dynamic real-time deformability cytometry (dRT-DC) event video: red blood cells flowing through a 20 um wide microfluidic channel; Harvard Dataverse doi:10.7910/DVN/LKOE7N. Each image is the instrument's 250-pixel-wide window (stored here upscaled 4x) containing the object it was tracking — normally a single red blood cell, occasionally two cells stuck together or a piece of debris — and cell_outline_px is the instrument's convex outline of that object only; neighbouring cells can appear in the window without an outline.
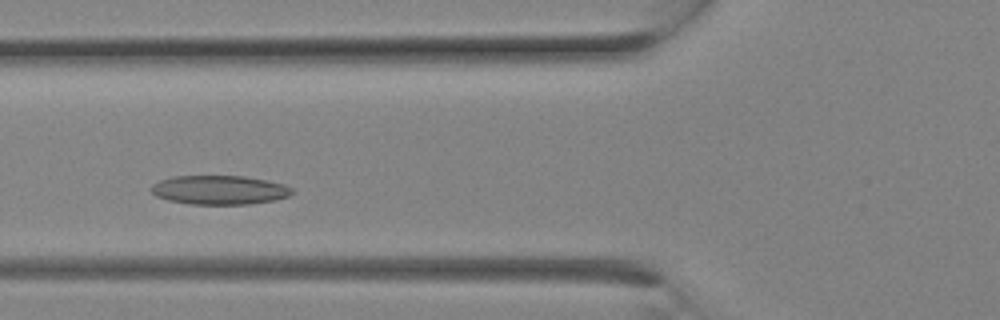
{"species": "Egyptian fruit bat (a non-hibernating species)", "species_latin": "Rousettus aegyptiacus", "temperature_condition": "room temperature", "stored_images_in_passage": 12, "camera_frame_rate_fps": 3000, "um_per_image_px": 0.085, "animal": {"sex": "female"}, "frame": {"image": 1, "passage_image": 6, "time_ms": 1.667, "image_size_px": [1000, 320], "cell_outline_px": [[292, 192], [288, 196], [276, 200], [248, 204], [188, 204], [168, 200], [156, 196], [152, 192], [152, 184], [160, 180], [172, 176], [244, 176], [284, 184], [292, 188]], "centroid_in_image_um": [18.63, 16.15], "position_along_channel_um": 107.2, "area_um2": 23.76}}
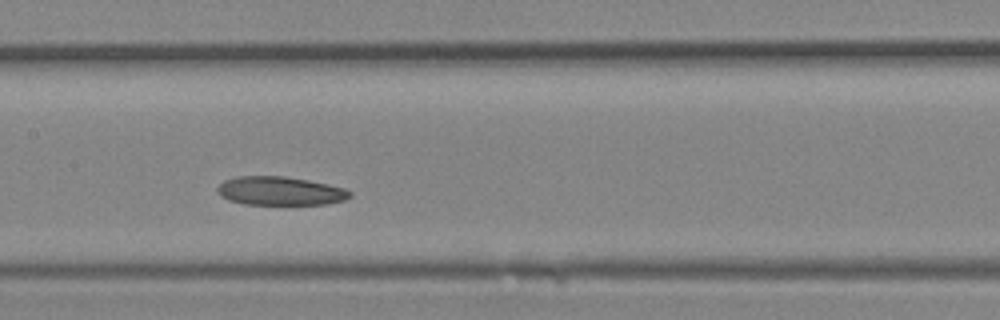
{"frame": {"image": 2, "passage_image": 9, "time_ms": 2.667, "image_size_px": [1000, 320], "cell_outline_px": [[352, 196], [344, 200], [328, 204], [244, 204], [228, 200], [220, 196], [216, 188], [224, 180], [236, 176], [284, 176], [308, 180], [328, 184], [344, 188], [352, 192]], "centroid_in_image_um": [23.8, 16.23], "position_along_channel_um": 183.6, "area_um2": 22.2}}
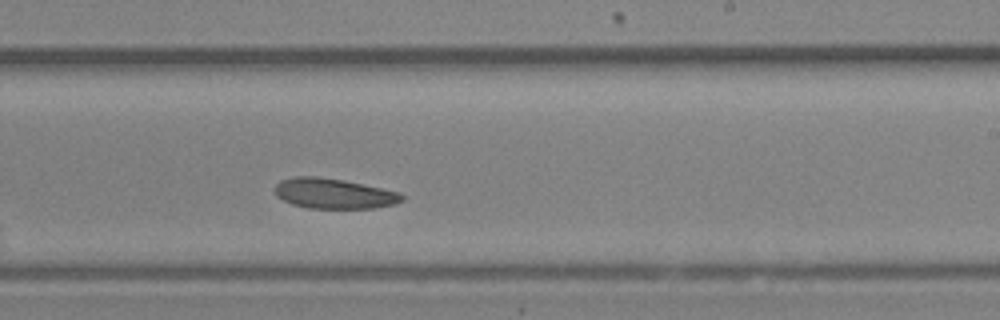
{"frame": {"image": 3, "passage_image": 12, "time_ms": 3.667, "image_size_px": [1000, 320], "cell_outline_px": [[404, 200], [396, 204], [372, 208], [308, 208], [292, 204], [276, 196], [272, 188], [280, 180], [296, 176], [316, 176], [344, 180], [400, 192], [404, 196]], "centroid_in_image_um": [28.35, 16.44], "position_along_channel_um": 260.6, "area_um2": 22.54}}